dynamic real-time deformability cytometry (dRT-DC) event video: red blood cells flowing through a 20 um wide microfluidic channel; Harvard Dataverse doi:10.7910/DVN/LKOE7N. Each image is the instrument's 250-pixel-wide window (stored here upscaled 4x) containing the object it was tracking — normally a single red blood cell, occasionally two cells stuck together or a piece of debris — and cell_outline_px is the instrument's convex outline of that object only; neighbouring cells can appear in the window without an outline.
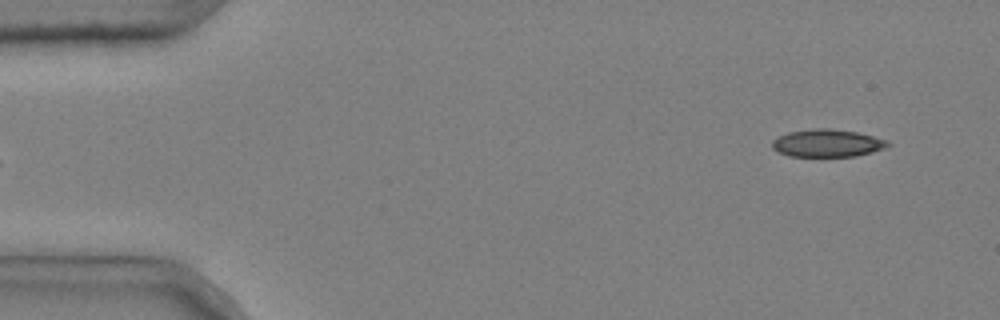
{"species": "common noctule bat (a hibernating species)", "species_latin": "Nyctalus noctula", "temperature_condition": "cold", "stored_images_in_passage": 4, "camera_frame_rate_fps": 3000, "um_per_image_px": 0.085, "animal": {"sex": "male", "body_mass_g": 20.4}, "frame": {"image": 1, "passage_image": 4, "time_ms": 1.0, "image_size_px": [1000, 320], "cell_outline_px": [[892, 144], [884, 148], [872, 152], [856, 156], [788, 156], [772, 148], [772, 140], [788, 132], [812, 128], [832, 128], [856, 132], [888, 140]], "centroid_in_image_um": [70.33, 12.16], "position_along_channel_um": 14.7, "area_um2": 18.61}}